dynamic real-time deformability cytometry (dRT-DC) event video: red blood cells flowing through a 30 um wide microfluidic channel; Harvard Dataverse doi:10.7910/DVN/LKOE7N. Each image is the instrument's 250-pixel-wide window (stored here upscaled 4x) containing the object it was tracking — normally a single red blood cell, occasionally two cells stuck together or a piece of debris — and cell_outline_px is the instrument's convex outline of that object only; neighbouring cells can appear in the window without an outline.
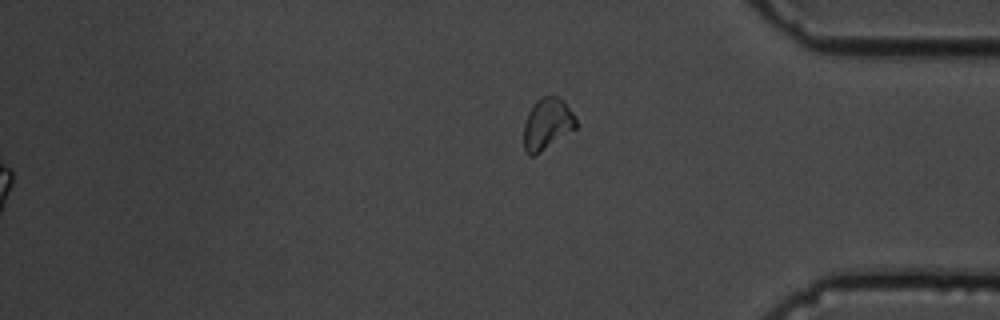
{"species": "common noctule bat (a hibernating species)", "species_latin": "Nyctalus noctula", "temperature_condition": "cold", "stored_images_in_passage": 57, "segment_of_instrument_passage": [2, 2], "camera_frame_rate_fps": 3000, "um_per_image_px": 0.085, "animal": {"sex": "male", "body_mass_g": 19.5, "forearm_length_mm": 54.6}, "frame": {"image": 1, "passage_image": 57, "time_ms": 18.667, "image_size_px": [1000, 320], "cell_outline_px": [[576, 128], [540, 152], [532, 156], [528, 156], [524, 148], [524, 124], [528, 112], [536, 100], [540, 96], [556, 96], [564, 100], [572, 112], [576, 120]], "centroid_in_image_um": [46.49, 10.52], "position_along_channel_um": 388.7, "area_um2": 15.61}}